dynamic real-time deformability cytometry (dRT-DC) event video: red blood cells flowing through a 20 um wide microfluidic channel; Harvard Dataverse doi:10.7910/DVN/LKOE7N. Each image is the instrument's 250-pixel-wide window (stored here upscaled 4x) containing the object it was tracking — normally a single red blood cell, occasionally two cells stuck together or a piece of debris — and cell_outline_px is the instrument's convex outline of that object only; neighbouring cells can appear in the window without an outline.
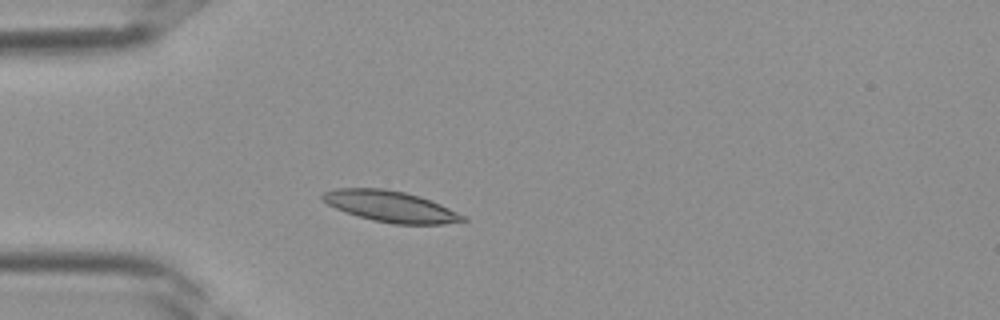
{"species": "Egyptian fruit bat (a non-hibernating species)", "species_latin": "Rousettus aegyptiacus", "temperature_condition": "room temperature", "stored_images_in_passage": 29, "camera_frame_rate_fps": 3000, "um_per_image_px": 0.085, "frame": {"image": 1, "passage_image": 1, "time_ms": 0.0, "image_size_px": [1000, 320], "cell_outline_px": [[468, 220], [444, 224], [392, 224], [372, 220], [336, 208], [320, 200], [320, 196], [324, 192], [336, 188], [384, 188], [404, 192], [420, 196], [440, 204], [468, 216]], "centroid_in_image_um": [33.23, 17.54], "position_along_channel_um": 51.8, "area_um2": 25.43}}
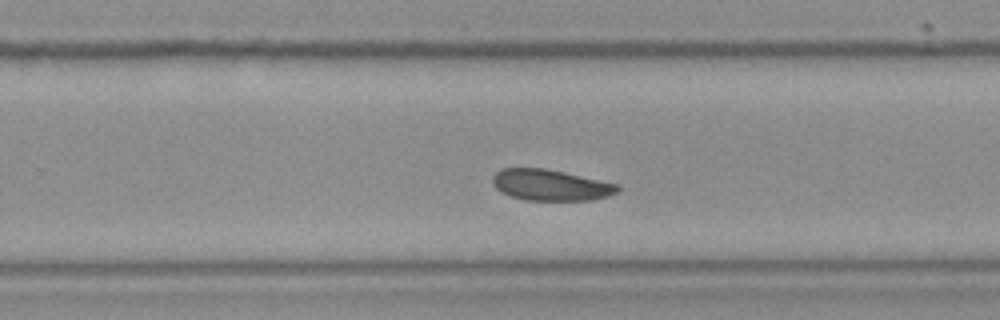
{"frame": {"image": 2, "passage_image": 15, "time_ms": 4.667, "image_size_px": [1000, 320], "cell_outline_px": [[620, 188], [616, 192], [608, 196], [592, 200], [524, 200], [512, 196], [496, 188], [492, 180], [492, 176], [500, 168], [544, 168], [564, 172], [616, 184]], "centroid_in_image_um": [46.77, 15.72], "position_along_channel_um": 283.0, "area_um2": 22.37}}
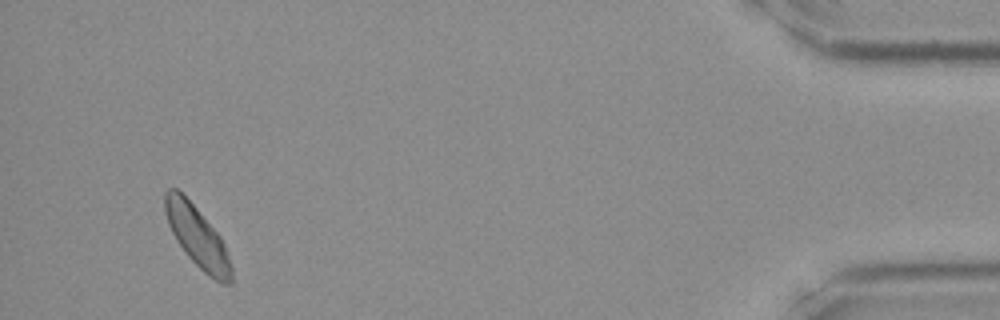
{"frame": {"image": 3, "passage_image": 27, "time_ms": 8.667, "image_size_px": [1000, 320], "cell_outline_px": [[232, 280], [228, 284], [220, 284], [208, 276], [188, 256], [176, 240], [168, 224], [164, 208], [164, 192], [168, 188], [176, 188], [196, 208], [220, 236], [224, 244], [232, 268]], "centroid_in_image_um": [16.76, 20.15], "position_along_channel_um": 418.4, "area_um2": 23.24}}